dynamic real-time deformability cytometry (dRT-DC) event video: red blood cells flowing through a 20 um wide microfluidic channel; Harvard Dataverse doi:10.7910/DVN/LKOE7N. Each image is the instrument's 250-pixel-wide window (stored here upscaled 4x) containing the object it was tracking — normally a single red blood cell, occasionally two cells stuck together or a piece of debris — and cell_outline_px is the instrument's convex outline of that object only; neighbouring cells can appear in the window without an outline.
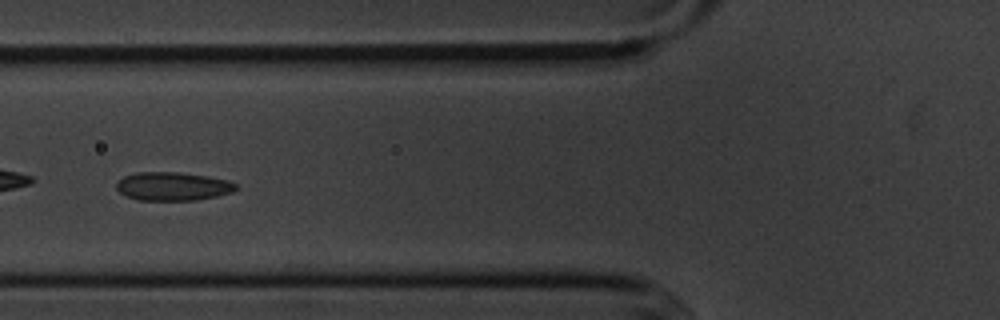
{"species": "common noctule bat (a hibernating species)", "species_latin": "Nyctalus noctula", "temperature_condition": "cold", "stored_images_in_passage": 2, "camera_frame_rate_fps": 3000, "um_per_image_px": 0.085, "animal": {"sex": "male", "body_mass_g": 20.1, "forearm_length_mm": 53.5}, "frame": {"image": 1, "passage_image": 2, "time_ms": 1.333, "image_size_px": [1000, 320], "cell_outline_px": [[236, 188], [232, 192], [216, 196], [196, 200], [136, 200], [120, 192], [116, 188], [116, 184], [124, 176], [136, 172], [180, 172], [228, 180], [236, 184]], "centroid_in_image_um": [14.67, 15.84], "position_along_channel_um": 111.1, "area_um2": 19.65}}